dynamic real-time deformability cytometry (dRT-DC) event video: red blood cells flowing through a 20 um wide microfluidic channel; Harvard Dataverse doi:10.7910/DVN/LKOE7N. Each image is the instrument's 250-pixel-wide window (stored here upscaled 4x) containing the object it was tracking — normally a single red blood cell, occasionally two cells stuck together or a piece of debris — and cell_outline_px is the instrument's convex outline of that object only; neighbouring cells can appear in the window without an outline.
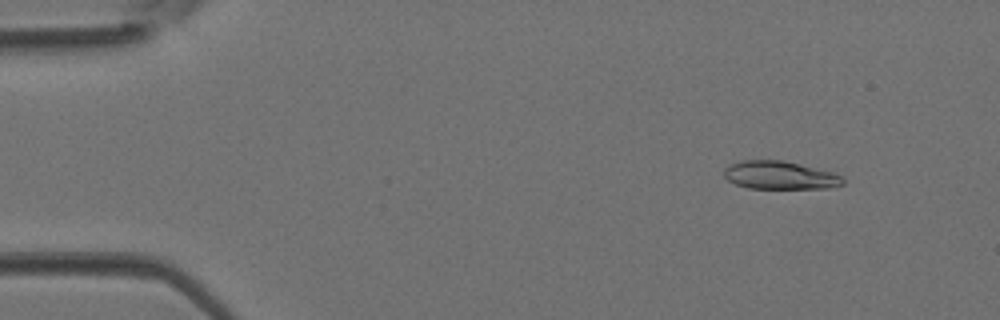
{"species": "Egyptian fruit bat (a non-hibernating species)", "species_latin": "Rousettus aegyptiacus", "temperature_condition": "room temperature", "stored_images_in_passage": 44, "camera_frame_rate_fps": 3000, "um_per_image_px": 0.085, "animal": {"sex": "female"}, "frame": {"image": 1, "passage_image": 5, "time_ms": 1.333, "image_size_px": [1000, 320], "cell_outline_px": [[844, 184], [828, 188], [748, 188], [736, 184], [728, 180], [724, 176], [724, 168], [728, 164], [740, 160], [784, 160], [836, 172], [844, 180]], "centroid_in_image_um": [66.29, 14.88], "position_along_channel_um": 18.7, "area_um2": 19.71}}
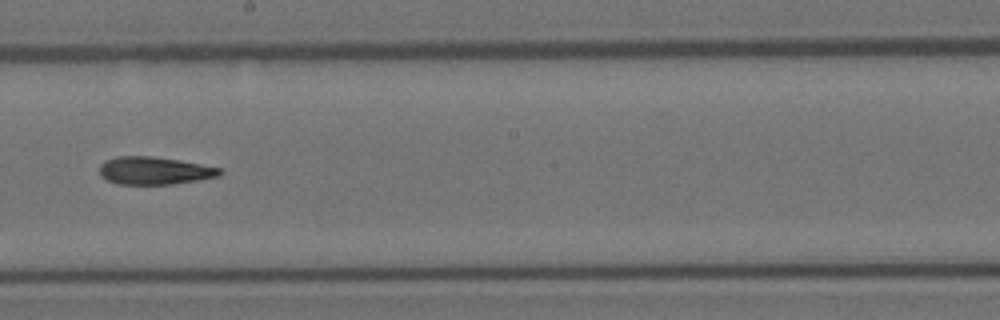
{"frame": {"image": 2, "passage_image": 25, "time_ms": 8.0, "image_size_px": [1000, 320], "cell_outline_px": [[224, 172], [220, 176], [200, 180], [172, 184], [116, 184], [100, 176], [100, 164], [104, 160], [116, 156], [152, 156], [200, 164], [220, 168]], "centroid_in_image_um": [13.11, 14.51], "position_along_channel_um": 235.1, "area_um2": 19.48}}
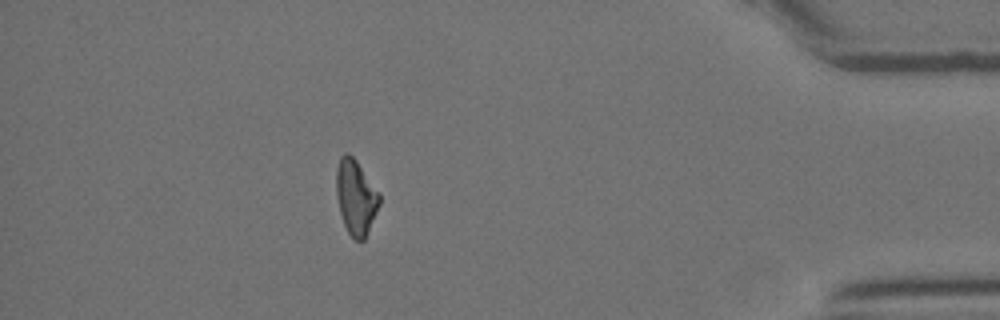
{"frame": {"image": 3, "passage_image": 39, "time_ms": 12.667, "image_size_px": [1000, 320], "cell_outline_px": [[380, 204], [364, 240], [356, 240], [348, 232], [344, 224], [340, 212], [336, 196], [336, 168], [340, 156], [344, 152], [348, 152], [356, 160], [380, 192]], "centroid_in_image_um": [30.24, 16.71], "position_along_channel_um": 405.0, "area_um2": 18.9}}